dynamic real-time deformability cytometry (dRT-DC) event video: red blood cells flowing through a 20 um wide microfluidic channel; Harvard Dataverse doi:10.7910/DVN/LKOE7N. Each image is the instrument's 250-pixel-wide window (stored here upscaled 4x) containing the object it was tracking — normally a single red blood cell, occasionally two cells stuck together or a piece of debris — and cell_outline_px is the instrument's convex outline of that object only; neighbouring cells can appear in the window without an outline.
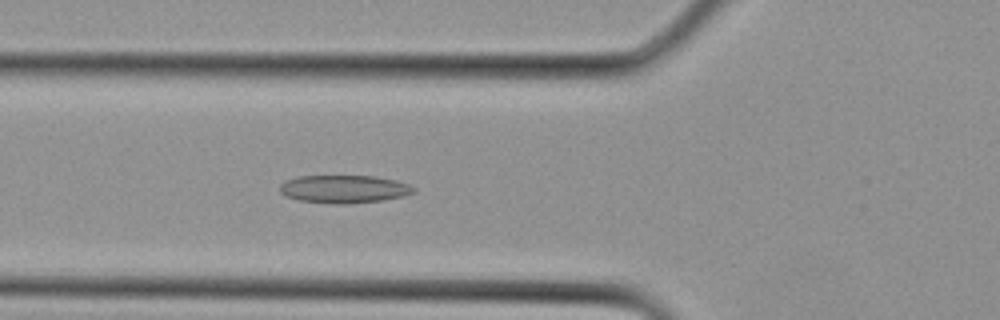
{"species": "Egyptian fruit bat (a non-hibernating species)", "species_latin": "Rousettus aegyptiacus", "temperature_condition": "cold", "stored_images_in_passage": 8, "camera_frame_rate_fps": 3000, "um_per_image_px": 0.085, "animal": {"sex": "female"}, "frame": {"image": 1, "passage_image": 6, "time_ms": 1.667, "image_size_px": [1000, 320], "cell_outline_px": [[416, 192], [404, 196], [384, 200], [348, 204], [332, 204], [300, 200], [284, 196], [280, 192], [280, 184], [284, 180], [300, 176], [376, 176], [396, 180], [408, 184], [416, 188]], "centroid_in_image_um": [29.26, 16.07], "position_along_channel_um": 96.5, "area_um2": 22.02}}
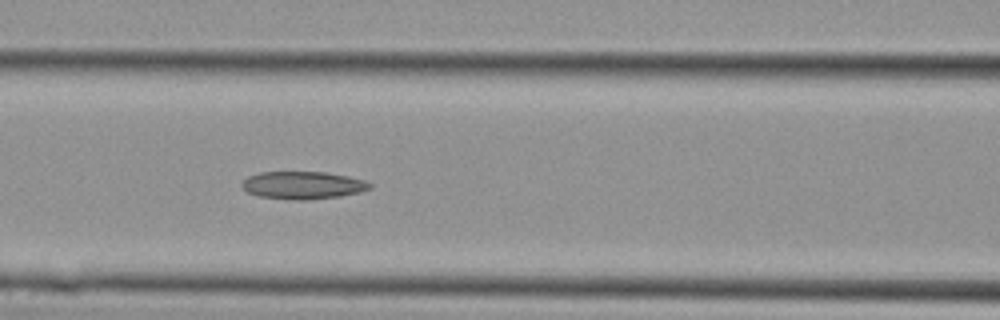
{"frame": {"image": 2, "passage_image": 8, "time_ms": 2.333, "image_size_px": [1000, 320], "cell_outline_px": [[372, 188], [360, 192], [340, 196], [308, 200], [292, 200], [260, 196], [248, 192], [240, 184], [248, 176], [260, 172], [324, 172], [348, 176], [364, 180], [372, 184]], "centroid_in_image_um": [25.76, 15.74], "position_along_channel_um": 140.8, "area_um2": 20.58}}